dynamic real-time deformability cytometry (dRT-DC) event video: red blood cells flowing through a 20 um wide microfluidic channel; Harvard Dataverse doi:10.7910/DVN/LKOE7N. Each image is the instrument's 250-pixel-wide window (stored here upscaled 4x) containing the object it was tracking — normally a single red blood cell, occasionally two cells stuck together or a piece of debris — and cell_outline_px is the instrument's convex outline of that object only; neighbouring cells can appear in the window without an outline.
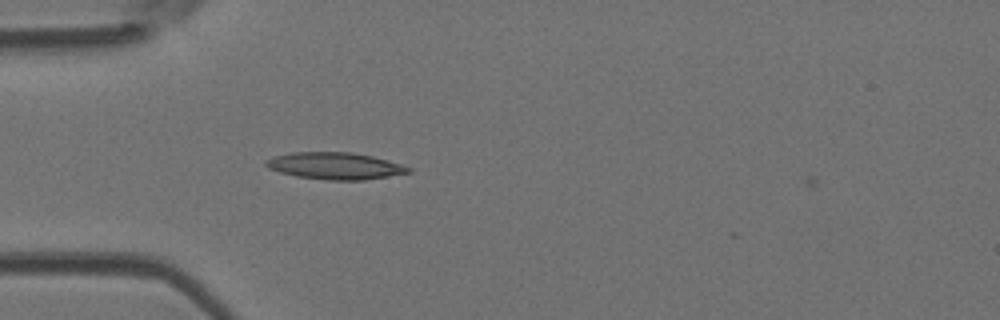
{"species": "Egyptian fruit bat (a non-hibernating species)", "species_latin": "Rousettus aegyptiacus", "temperature_condition": "room temperature", "stored_images_in_passage": 2, "camera_frame_rate_fps": 3000, "um_per_image_px": 0.085, "animal": {"sex": "female"}, "frame": {"image": 1, "passage_image": 1, "time_ms": 0.0, "image_size_px": [1000, 320], "cell_outline_px": [[412, 172], [364, 180], [328, 180], [296, 176], [280, 172], [268, 168], [264, 164], [264, 160], [272, 156], [292, 152], [352, 152], [372, 156], [388, 160], [412, 168]], "centroid_in_image_um": [28.45, 14.09], "position_along_channel_um": 56.5, "area_um2": 22.43}}